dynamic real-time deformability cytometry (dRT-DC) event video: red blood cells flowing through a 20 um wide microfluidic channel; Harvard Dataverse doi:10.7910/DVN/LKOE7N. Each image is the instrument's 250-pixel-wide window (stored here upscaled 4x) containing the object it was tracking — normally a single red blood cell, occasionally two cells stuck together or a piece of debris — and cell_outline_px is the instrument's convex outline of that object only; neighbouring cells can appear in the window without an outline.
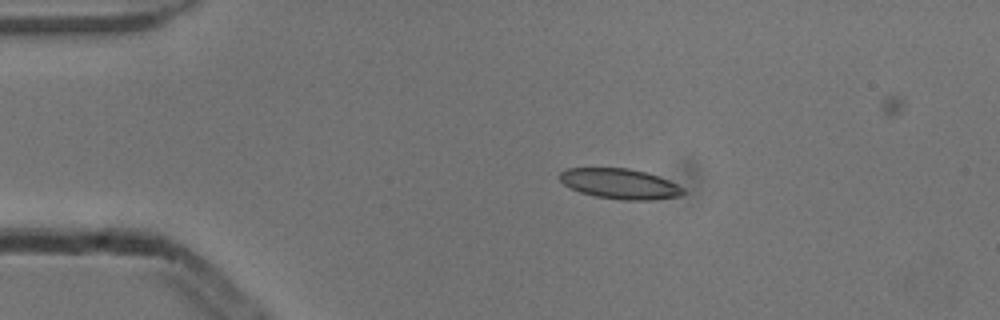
{"species": "common noctule bat (a hibernating species)", "species_latin": "Nyctalus noctula", "temperature_condition": "cold", "stored_images_in_passage": 3, "camera_frame_rate_fps": 3000, "um_per_image_px": 0.085, "animal": {"sex": "male", "body_mass_g": 13.3}, "frame": {"image": 1, "passage_image": 1, "time_ms": 0.0, "image_size_px": [1000, 320], "cell_outline_px": [[684, 192], [680, 196], [652, 200], [620, 200], [596, 196], [580, 192], [564, 184], [560, 180], [560, 172], [568, 168], [628, 168], [644, 172], [668, 180], [684, 188]], "centroid_in_image_um": [52.69, 15.63], "position_along_channel_um": 32.3, "area_um2": 21.56}}
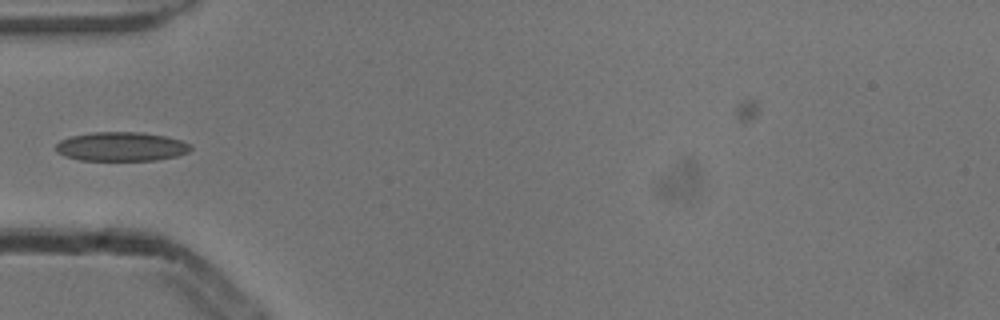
{"frame": {"image": 2, "passage_image": 3, "time_ms": 0.667, "image_size_px": [1000, 320], "cell_outline_px": [[192, 148], [188, 152], [176, 156], [156, 160], [80, 160], [64, 156], [56, 152], [56, 144], [60, 140], [72, 136], [92, 132], [140, 132], [164, 136], [180, 140], [188, 144]], "centroid_in_image_um": [10.27, 12.46], "position_along_channel_um": 74.7, "area_um2": 22.72}}